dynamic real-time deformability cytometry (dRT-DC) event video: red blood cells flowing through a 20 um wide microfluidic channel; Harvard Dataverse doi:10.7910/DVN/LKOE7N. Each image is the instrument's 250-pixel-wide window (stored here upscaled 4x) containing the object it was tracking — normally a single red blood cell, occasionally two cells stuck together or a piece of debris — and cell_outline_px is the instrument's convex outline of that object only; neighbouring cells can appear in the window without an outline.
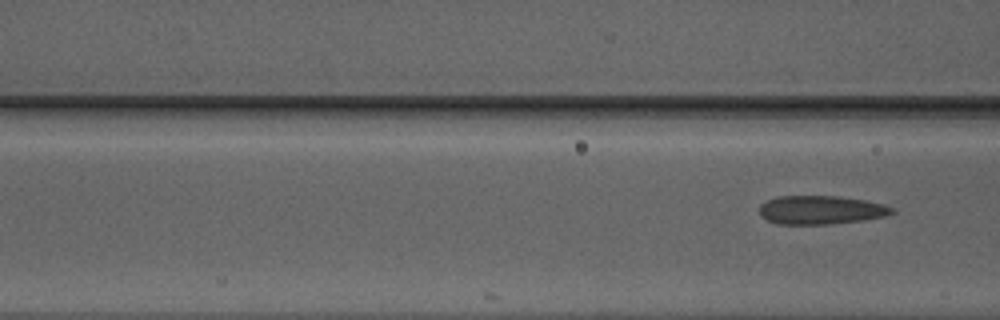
{"species": "Egyptian fruit bat (a non-hibernating species)", "species_latin": "Rousettus aegyptiacus", "temperature_condition": "warm", "stored_images_in_passage": 3, "camera_frame_rate_fps": 3000, "um_per_image_px": 0.085, "animal": {"sex": "male"}, "frame": {"image": 1, "passage_image": 3, "time_ms": 0.667, "image_size_px": [1000, 320], "cell_outline_px": [[896, 212], [884, 216], [864, 220], [832, 224], [776, 224], [760, 216], [760, 204], [776, 196], [840, 196], [868, 200], [884, 204], [892, 208]], "centroid_in_image_um": [69.78, 17.84], "position_along_channel_um": 96.8, "area_um2": 22.31}}